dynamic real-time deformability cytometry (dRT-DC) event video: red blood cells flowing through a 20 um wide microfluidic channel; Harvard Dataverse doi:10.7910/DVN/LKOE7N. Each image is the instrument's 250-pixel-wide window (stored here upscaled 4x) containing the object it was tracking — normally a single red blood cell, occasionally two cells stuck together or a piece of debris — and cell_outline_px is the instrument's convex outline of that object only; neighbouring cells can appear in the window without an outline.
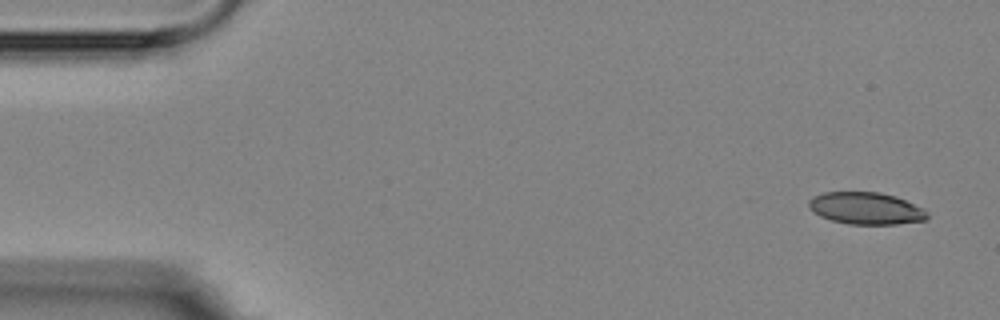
{"species": "Egyptian fruit bat (a non-hibernating species)", "species_latin": "Rousettus aegyptiacus", "temperature_condition": "room temperature", "stored_images_in_passage": 9, "camera_frame_rate_fps": 3000, "um_per_image_px": 0.085, "animal": {"sex": "female"}, "frame": {"image": 1, "passage_image": 1, "time_ms": 0.0, "image_size_px": [1000, 320], "cell_outline_px": [[928, 216], [924, 220], [896, 224], [848, 224], [832, 220], [820, 216], [808, 208], [808, 200], [812, 196], [824, 192], [880, 192], [896, 196], [924, 208], [928, 212]], "centroid_in_image_um": [73.59, 17.7], "position_along_channel_um": 11.4, "area_um2": 22.25}}
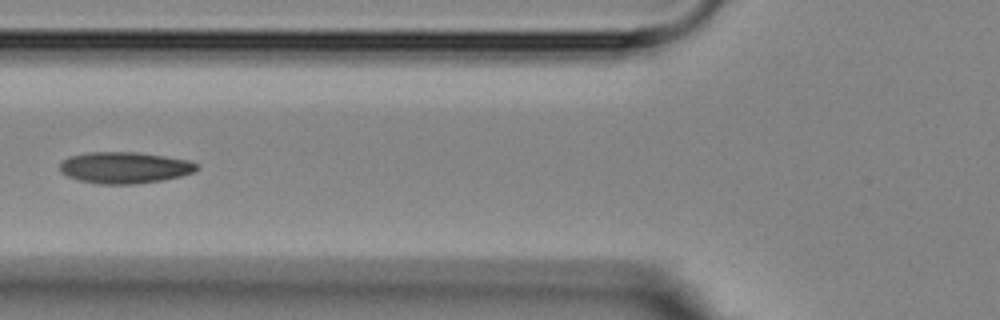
{"frame": {"image": 2, "passage_image": 6, "time_ms": 6.0, "image_size_px": [1000, 320], "cell_outline_px": [[200, 168], [192, 172], [180, 176], [164, 180], [136, 184], [100, 184], [80, 180], [68, 176], [60, 172], [60, 164], [68, 156], [92, 152], [136, 152], [164, 156], [188, 160], [196, 164]], "centroid_in_image_um": [10.59, 14.25], "position_along_channel_um": 115.2, "area_um2": 24.97}}
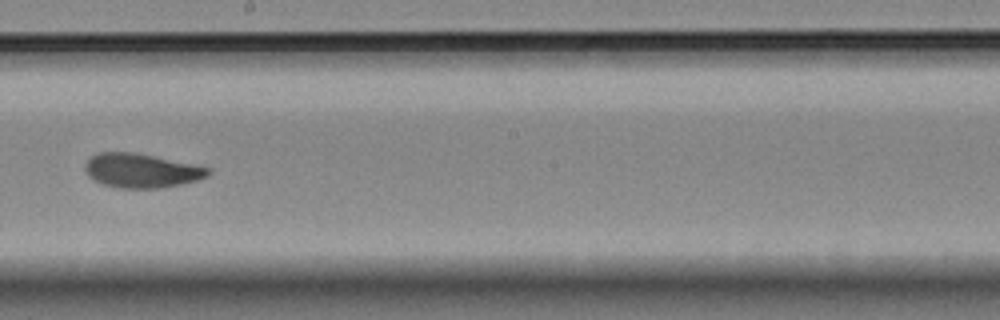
{"frame": {"image": 3, "passage_image": 9, "time_ms": 9.333, "image_size_px": [1000, 320], "cell_outline_px": [[208, 176], [196, 180], [180, 184], [160, 188], [120, 188], [100, 184], [92, 180], [88, 176], [84, 168], [84, 164], [92, 156], [100, 152], [132, 152], [152, 156], [208, 168]], "centroid_in_image_um": [11.91, 14.52], "position_along_channel_um": 236.3, "area_um2": 24.1}}